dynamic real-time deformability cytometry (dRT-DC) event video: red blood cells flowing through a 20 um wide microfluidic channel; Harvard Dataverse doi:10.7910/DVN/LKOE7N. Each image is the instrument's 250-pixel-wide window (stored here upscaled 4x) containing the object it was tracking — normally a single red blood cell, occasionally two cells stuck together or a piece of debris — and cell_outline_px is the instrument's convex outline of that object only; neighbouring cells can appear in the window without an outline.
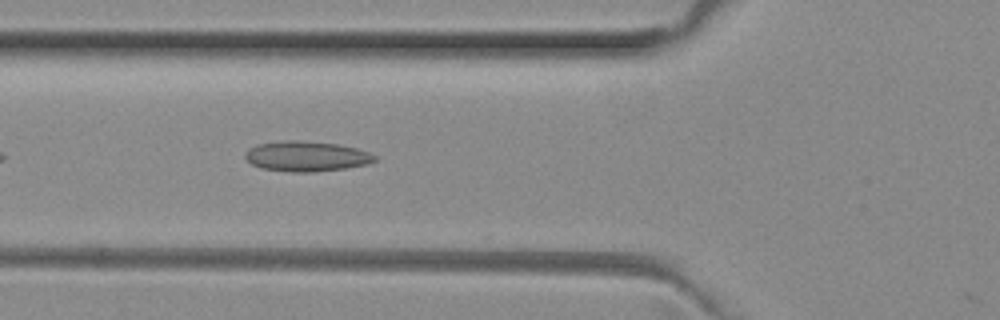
{"species": "common noctule bat (a hibernating species)", "species_latin": "Nyctalus noctula", "temperature_condition": "room temperature", "stored_images_in_passage": 7, "camera_frame_rate_fps": 3000, "um_per_image_px": 0.085, "animal": {"sex": "female", "body_mass_g": 29.2, "forearm_length_mm": 56.3}, "frame": {"image": 1, "passage_image": 6, "time_ms": 1.667, "image_size_px": [1000, 320], "cell_outline_px": [[376, 160], [364, 164], [344, 168], [312, 172], [292, 172], [260, 168], [252, 164], [244, 156], [244, 152], [248, 148], [256, 144], [284, 140], [296, 140], [336, 144], [356, 148], [368, 152], [376, 156]], "centroid_in_image_um": [25.97, 13.28], "position_along_channel_um": 99.8, "area_um2": 22.66}}